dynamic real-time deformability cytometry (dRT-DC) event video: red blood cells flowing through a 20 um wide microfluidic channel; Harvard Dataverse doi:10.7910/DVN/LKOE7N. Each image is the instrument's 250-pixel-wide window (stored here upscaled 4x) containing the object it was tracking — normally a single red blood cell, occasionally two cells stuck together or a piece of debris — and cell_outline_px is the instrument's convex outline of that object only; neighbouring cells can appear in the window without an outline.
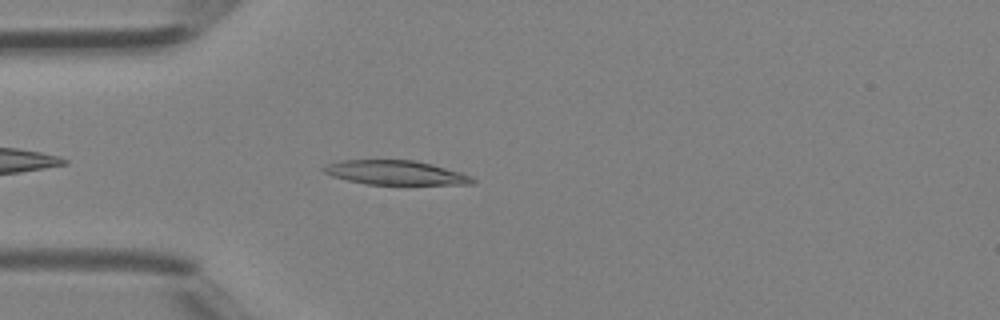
{"species": "Egyptian fruit bat (a non-hibernating species)", "species_latin": "Rousettus aegyptiacus", "temperature_condition": "room temperature", "stored_images_in_passage": 33, "camera_frame_rate_fps": 3000, "um_per_image_px": 0.085, "animal": {"sex": "female"}, "frame": {"image": 1, "passage_image": 3, "time_ms": 0.667, "image_size_px": [1000, 320], "cell_outline_px": [[476, 180], [472, 184], [368, 184], [348, 180], [332, 176], [324, 172], [320, 168], [328, 164], [340, 160], [416, 160], [432, 164], [460, 172], [472, 176]], "centroid_in_image_um": [33.61, 14.67], "position_along_channel_um": 51.4, "area_um2": 20.92}}
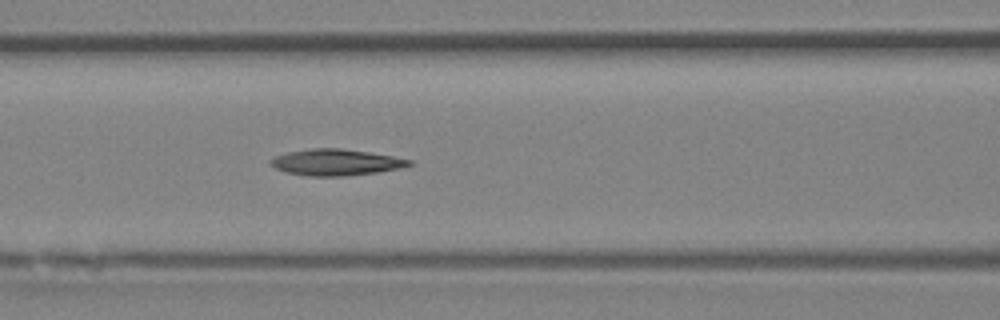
{"frame": {"image": 2, "passage_image": 9, "time_ms": 2.667, "image_size_px": [1000, 320], "cell_outline_px": [[412, 164], [400, 168], [376, 172], [344, 176], [308, 176], [284, 172], [268, 164], [268, 160], [276, 156], [288, 152], [312, 148], [340, 148], [368, 152], [392, 156], [412, 160]], "centroid_in_image_um": [28.5, 13.8], "position_along_channel_um": 138.1, "area_um2": 21.15}}
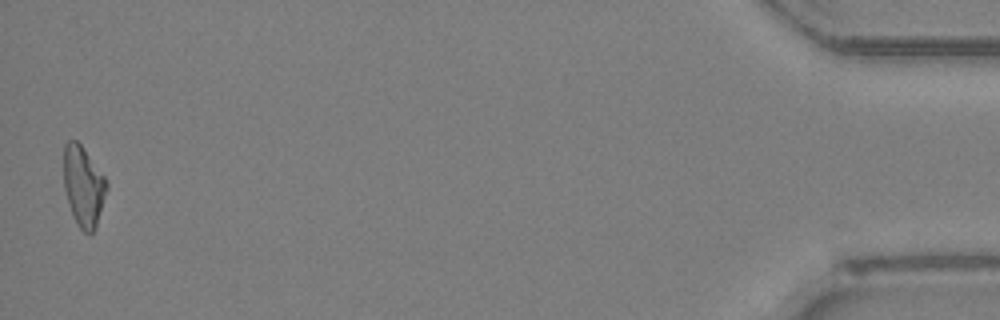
{"frame": {"image": 3, "passage_image": 33, "time_ms": 10.667, "image_size_px": [1000, 320], "cell_outline_px": [[108, 188], [96, 228], [92, 232], [84, 232], [80, 228], [72, 212], [64, 188], [64, 144], [68, 140], [76, 140], [80, 144], [104, 176], [108, 184]], "centroid_in_image_um": [7.1, 15.82], "position_along_channel_um": 428.1, "area_um2": 19.77}}